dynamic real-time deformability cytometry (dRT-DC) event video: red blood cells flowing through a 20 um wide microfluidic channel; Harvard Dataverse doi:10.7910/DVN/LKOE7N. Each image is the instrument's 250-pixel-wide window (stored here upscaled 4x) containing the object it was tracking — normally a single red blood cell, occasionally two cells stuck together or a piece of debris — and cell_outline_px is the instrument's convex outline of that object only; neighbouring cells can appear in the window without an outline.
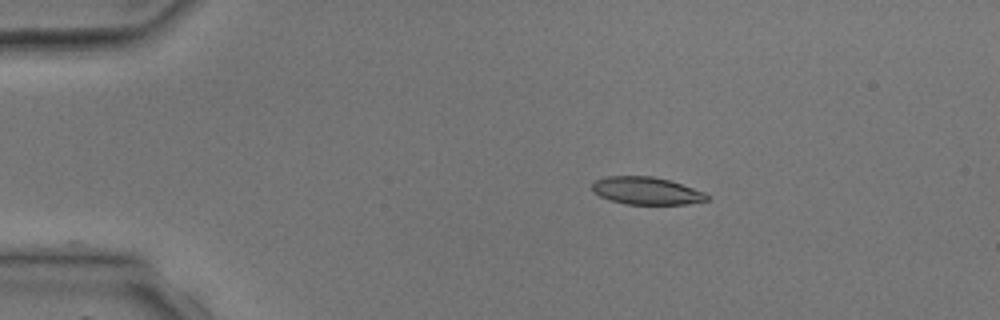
{"species": "common noctule bat (a hibernating species)", "species_latin": "Nyctalus noctula", "temperature_condition": "room temperature", "stored_images_in_passage": 3, "camera_frame_rate_fps": 3000, "um_per_image_px": 0.085, "animal": {"sex": "male", "body_mass_g": 17.9, "forearm_length_mm": 54.2}, "frame": {"image": 1, "passage_image": 2, "time_ms": 1.0, "image_size_px": [1000, 320], "cell_outline_px": [[708, 200], [688, 204], [624, 204], [608, 200], [592, 192], [592, 184], [596, 180], [604, 176], [652, 176], [668, 180], [704, 192], [708, 196]], "centroid_in_image_um": [54.89, 16.22], "position_along_channel_um": 30.1, "area_um2": 18.38}}